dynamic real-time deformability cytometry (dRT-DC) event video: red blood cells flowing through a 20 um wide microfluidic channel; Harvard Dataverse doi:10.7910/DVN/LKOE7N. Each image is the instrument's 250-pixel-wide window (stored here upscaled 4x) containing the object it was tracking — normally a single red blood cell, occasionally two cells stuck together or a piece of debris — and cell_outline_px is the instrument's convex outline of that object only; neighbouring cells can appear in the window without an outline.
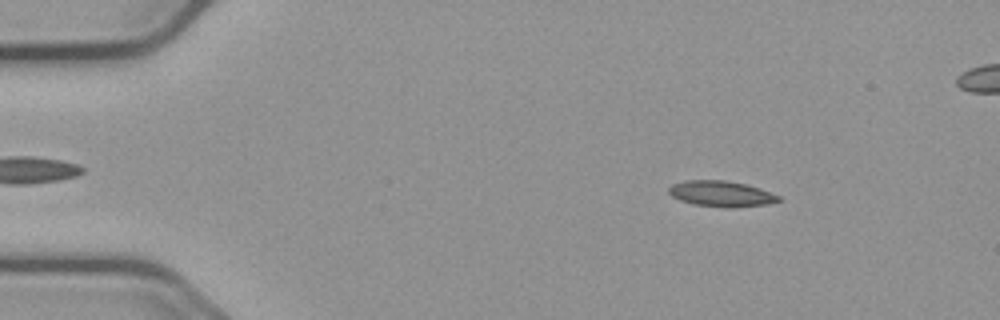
{"species": "common noctule bat (a hibernating species)", "species_latin": "Nyctalus noctula", "temperature_condition": "cold", "stored_images_in_passage": 57, "camera_frame_rate_fps": 3000, "um_per_image_px": 0.085, "animal": {"sex": "male", "body_mass_g": 23.1, "forearm_length_mm": 52.7}, "frame": {"image": 1, "passage_image": 8, "time_ms": 2.333, "image_size_px": [1000, 320], "cell_outline_px": [[780, 200], [768, 204], [724, 208], [692, 204], [680, 200], [672, 196], [668, 192], [668, 188], [672, 184], [684, 180], [724, 180], [744, 184], [760, 188], [780, 196]], "centroid_in_image_um": [61.27, 16.47], "position_along_channel_um": 23.7, "area_um2": 16.47}}
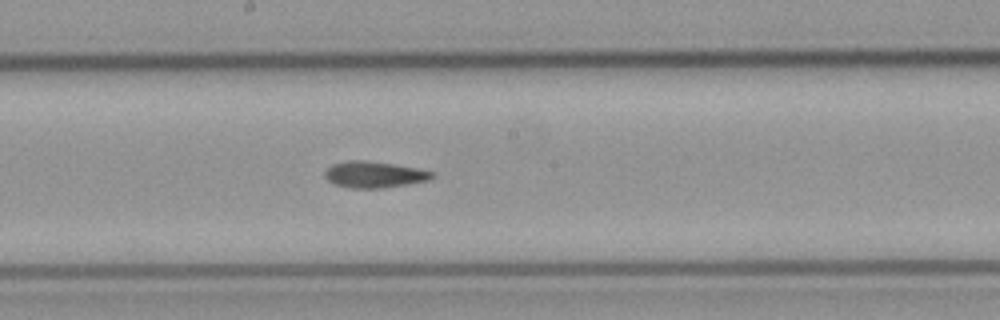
{"frame": {"image": 2, "passage_image": 30, "time_ms": 9.667, "image_size_px": [1000, 320], "cell_outline_px": [[432, 176], [424, 180], [404, 184], [380, 188], [352, 188], [336, 184], [328, 180], [324, 176], [324, 172], [332, 164], [348, 160], [364, 160], [392, 164], [416, 168], [432, 172]], "centroid_in_image_um": [31.71, 14.82], "position_along_channel_um": 216.5, "area_um2": 15.9}}
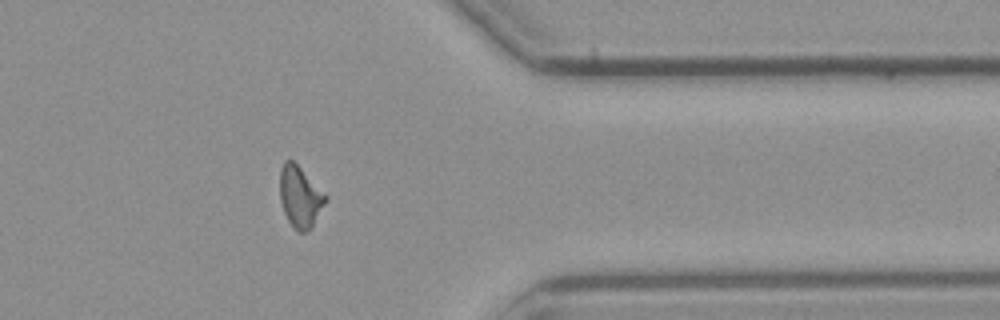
{"frame": {"image": 3, "passage_image": 45, "time_ms": 14.667, "image_size_px": [1000, 320], "cell_outline_px": [[328, 196], [312, 228], [304, 232], [300, 232], [288, 220], [284, 212], [280, 200], [280, 168], [284, 160], [292, 160]], "centroid_in_image_um": [25.5, 16.72], "position_along_channel_um": 385.9, "area_um2": 16.01}, "authors_computed_cell_mechanics": {"area_um2": 15.895, "velocity_mm_per_s": 3.6793, "shape_relaxation_time_tau1_ms": null, "shape_relaxation_time_tau2_ms": 6.0049, "deformation_change_tau1": null, "deformation_change_tau2": 0.1266}}